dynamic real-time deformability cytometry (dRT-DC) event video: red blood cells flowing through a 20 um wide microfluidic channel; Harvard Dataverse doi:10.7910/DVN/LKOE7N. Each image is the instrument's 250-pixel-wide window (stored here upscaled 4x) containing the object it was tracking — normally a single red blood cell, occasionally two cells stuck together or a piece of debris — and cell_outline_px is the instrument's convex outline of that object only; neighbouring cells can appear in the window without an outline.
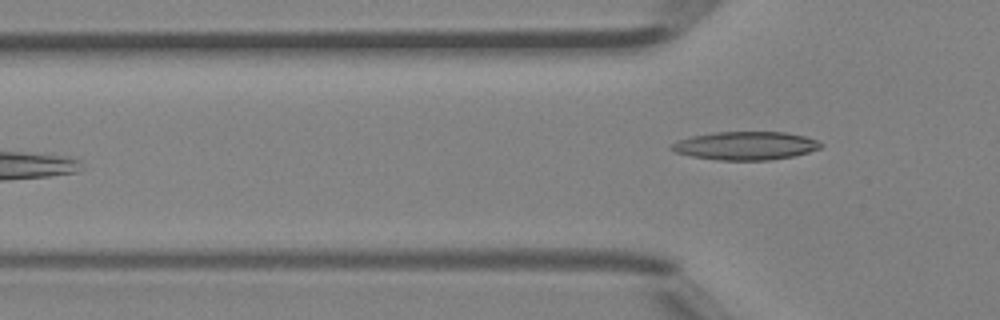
{"species": "Egyptian fruit bat (a non-hibernating species)", "species_latin": "Rousettus aegyptiacus", "temperature_condition": "room temperature", "stored_images_in_passage": 5, "camera_frame_rate_fps": 3000, "um_per_image_px": 0.085, "animal": {"sex": "female"}, "frame": {"image": 1, "passage_image": 5, "time_ms": 1.333, "image_size_px": [1000, 320], "cell_outline_px": [[824, 144], [820, 148], [808, 152], [792, 156], [768, 160], [720, 160], [692, 156], [676, 152], [668, 148], [676, 140], [692, 136], [716, 132], [784, 132], [804, 136], [816, 140]], "centroid_in_image_um": [63.35, 12.38], "position_along_channel_um": 62.4, "area_um2": 24.45}}